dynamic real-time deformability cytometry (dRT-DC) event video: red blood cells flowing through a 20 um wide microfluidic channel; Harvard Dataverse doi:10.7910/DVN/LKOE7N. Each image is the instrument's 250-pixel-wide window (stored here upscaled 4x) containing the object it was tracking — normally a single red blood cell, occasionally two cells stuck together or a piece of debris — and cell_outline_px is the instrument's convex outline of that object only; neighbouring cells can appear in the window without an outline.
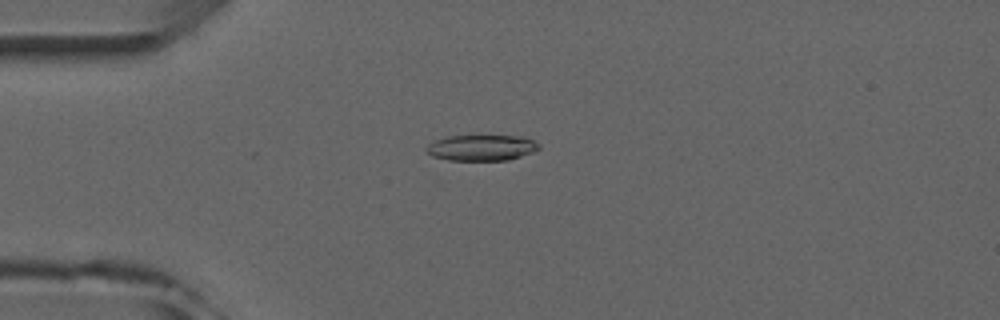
{"species": "common noctule bat (a hibernating species)", "species_latin": "Nyctalus noctula", "temperature_condition": "room temperature", "stored_images_in_passage": 6, "camera_frame_rate_fps": 3000, "um_per_image_px": 0.085, "animal": {"sex": "male", "forearm_length_mm": 52.5}, "frame": {"image": 1, "passage_image": 4, "time_ms": 3.333, "image_size_px": [1000, 320], "cell_outline_px": [[540, 148], [532, 152], [508, 160], [448, 160], [432, 156], [424, 148], [428, 144], [436, 140], [448, 136], [524, 136], [540, 144]], "centroid_in_image_um": [40.93, 12.55], "position_along_channel_um": 44.1, "area_um2": 16.88}}
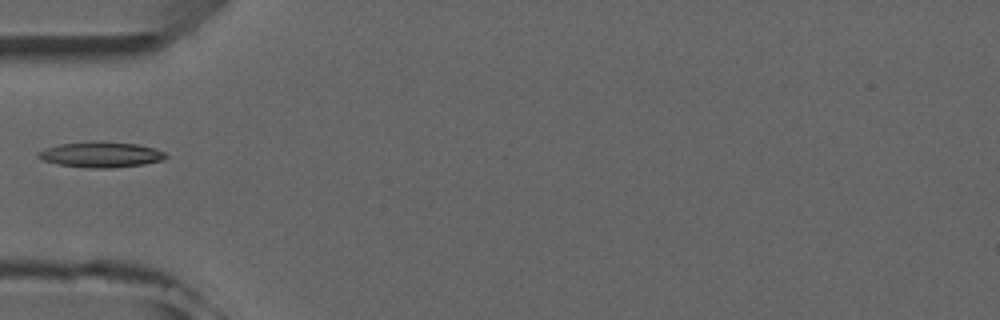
{"frame": {"image": 2, "passage_image": 5, "time_ms": 4.667, "image_size_px": [1000, 320], "cell_outline_px": [[168, 156], [160, 160], [144, 164], [112, 168], [88, 168], [60, 164], [44, 160], [36, 156], [36, 152], [44, 148], [60, 144], [136, 144], [152, 148], [164, 152]], "centroid_in_image_um": [8.55, 13.19], "position_along_channel_um": 76.5, "area_um2": 17.86}}
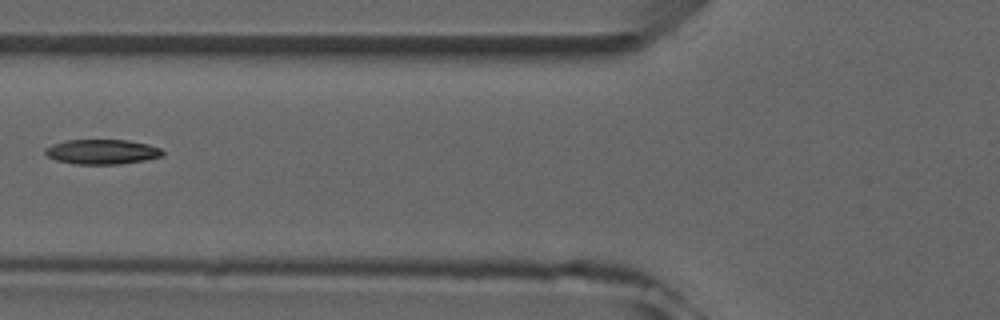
{"frame": {"image": 3, "passage_image": 6, "time_ms": 5.667, "image_size_px": [1000, 320], "cell_outline_px": [[164, 156], [144, 160], [116, 164], [76, 164], [56, 160], [48, 156], [44, 152], [44, 148], [52, 144], [68, 140], [128, 140], [148, 144], [160, 148], [164, 152]], "centroid_in_image_um": [8.67, 12.9], "position_along_channel_um": 117.1, "area_um2": 16.94}}